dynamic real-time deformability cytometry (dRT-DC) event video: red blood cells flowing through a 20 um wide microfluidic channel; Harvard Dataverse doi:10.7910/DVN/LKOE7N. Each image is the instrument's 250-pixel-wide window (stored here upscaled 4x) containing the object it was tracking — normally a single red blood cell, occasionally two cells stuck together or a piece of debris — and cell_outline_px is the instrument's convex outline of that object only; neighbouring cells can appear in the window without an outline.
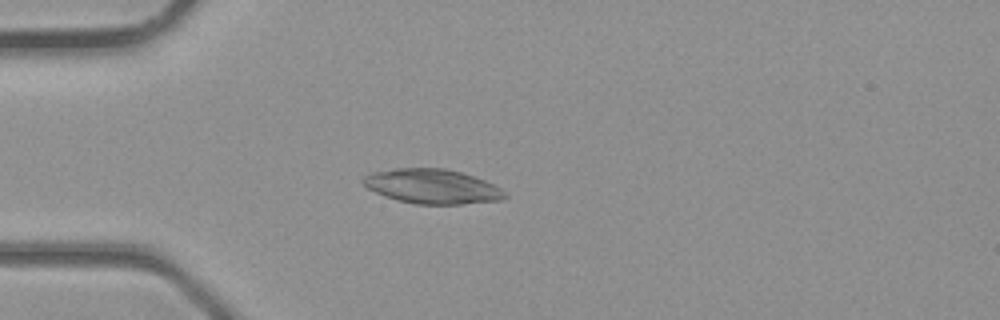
{"species": "common noctule bat (a hibernating species)", "species_latin": "Nyctalus noctula", "temperature_condition": "room temperature", "stored_images_in_passage": 29, "camera_frame_rate_fps": 3000, "um_per_image_px": 0.085, "animal": {"sex": "male", "body_mass_g": 23.1, "forearm_length_mm": 52.7}, "frame": {"image": 1, "passage_image": 1, "time_ms": 0.0, "image_size_px": [1000, 320], "cell_outline_px": [[508, 196], [504, 200], [460, 204], [416, 204], [396, 200], [384, 196], [368, 188], [360, 180], [364, 176], [372, 172], [396, 168], [444, 168], [460, 172], [484, 180], [500, 188]], "centroid_in_image_um": [36.72, 15.85], "position_along_channel_um": 48.3, "area_um2": 28.5}}
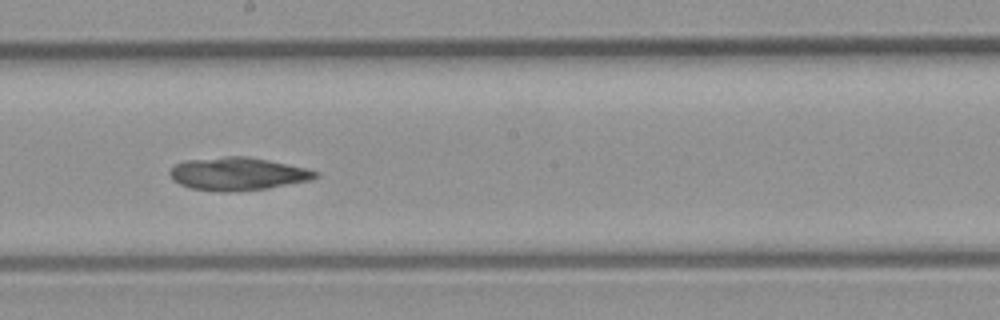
{"frame": {"image": 2, "passage_image": 12, "time_ms": 3.667, "image_size_px": [1000, 320], "cell_outline_px": [[320, 176], [312, 180], [268, 188], [232, 192], [224, 192], [192, 188], [180, 184], [172, 180], [168, 172], [176, 164], [184, 160], [224, 156], [248, 156], [308, 168], [320, 172]], "centroid_in_image_um": [20.23, 14.77], "position_along_channel_um": 228.0, "area_um2": 28.21}}
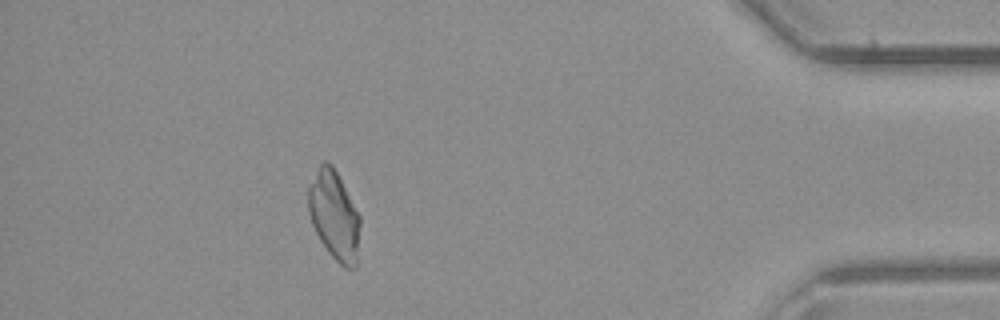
{"frame": {"image": 3, "passage_image": 25, "time_ms": 8.0, "image_size_px": [1000, 320], "cell_outline_px": [[360, 224], [356, 268], [344, 268], [328, 252], [320, 240], [312, 224], [308, 212], [308, 188], [320, 164], [324, 160], [328, 160], [332, 164], [360, 216]], "centroid_in_image_um": [28.4, 18.32], "position_along_channel_um": 406.8, "area_um2": 26.65}}